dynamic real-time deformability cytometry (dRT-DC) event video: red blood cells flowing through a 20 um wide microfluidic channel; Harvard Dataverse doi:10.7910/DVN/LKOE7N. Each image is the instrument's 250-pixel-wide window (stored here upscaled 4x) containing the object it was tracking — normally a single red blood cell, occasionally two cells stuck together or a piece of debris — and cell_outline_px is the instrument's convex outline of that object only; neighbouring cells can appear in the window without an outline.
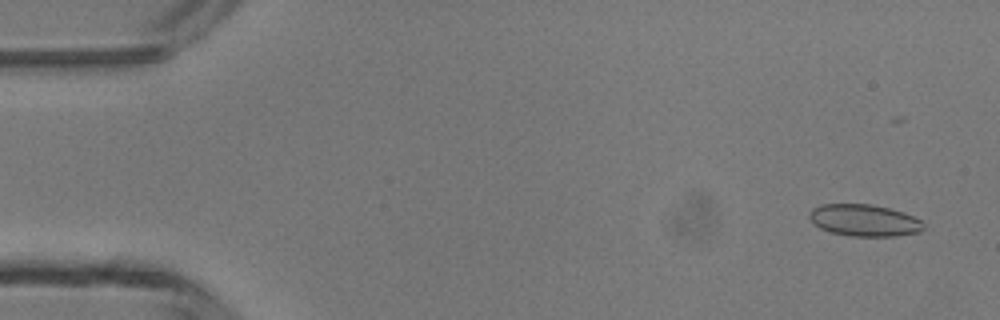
{"species": "common noctule bat (a hibernating species)", "species_latin": "Nyctalus noctula", "temperature_condition": "room temperature", "stored_images_in_passage": 19, "camera_frame_rate_fps": 3000, "um_per_image_px": 0.085, "animal": {"sex": "male", "body_mass_g": 13.3}, "frame": {"image": 1, "passage_image": 3, "time_ms": 0.667, "image_size_px": [1000, 320], "cell_outline_px": [[924, 228], [920, 232], [896, 236], [848, 236], [832, 232], [820, 228], [808, 216], [808, 212], [812, 208], [820, 204], [872, 204], [904, 212], [920, 220], [924, 224]], "centroid_in_image_um": [73.46, 18.72], "position_along_channel_um": 11.5, "area_um2": 21.21}}
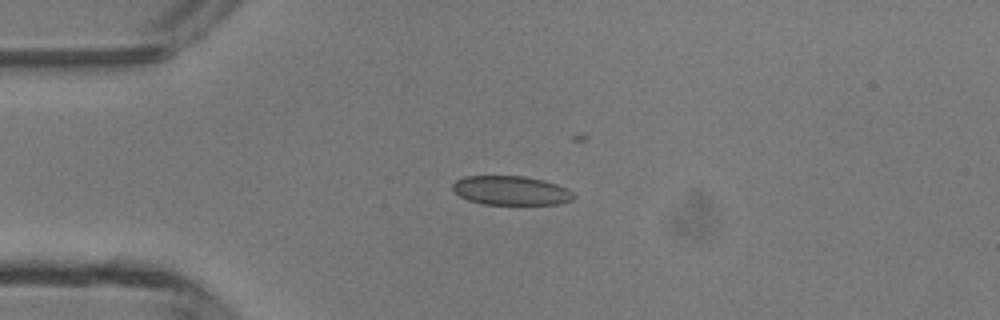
{"frame": {"image": 2, "passage_image": 12, "time_ms": 3.667, "image_size_px": [1000, 320], "cell_outline_px": [[576, 196], [572, 200], [560, 204], [484, 204], [468, 200], [460, 196], [452, 188], [452, 184], [456, 180], [464, 176], [524, 176], [544, 180], [568, 188]], "centroid_in_image_um": [43.45, 16.19], "position_along_channel_um": 41.5, "area_um2": 20.58}}
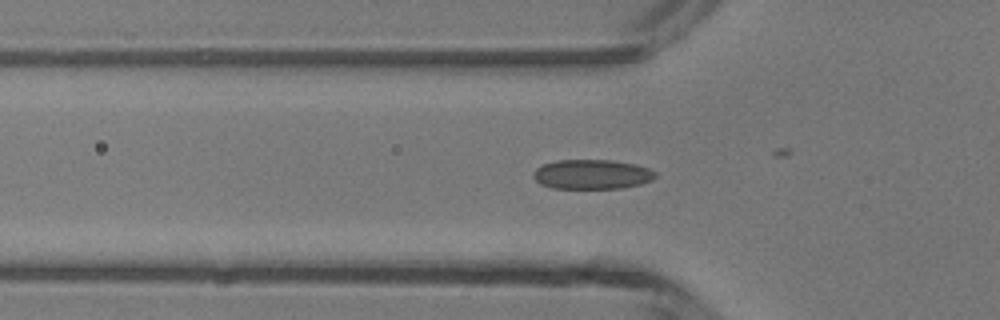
{"frame": {"image": 3, "passage_image": 16, "time_ms": 5.0, "image_size_px": [1000, 320], "cell_outline_px": [[656, 176], [652, 180], [640, 184], [620, 188], [552, 188], [540, 184], [532, 176], [536, 168], [544, 164], [556, 160], [612, 160], [636, 164], [648, 168], [656, 172]], "centroid_in_image_um": [50.31, 14.81], "position_along_channel_um": 75.5, "area_um2": 21.04}}